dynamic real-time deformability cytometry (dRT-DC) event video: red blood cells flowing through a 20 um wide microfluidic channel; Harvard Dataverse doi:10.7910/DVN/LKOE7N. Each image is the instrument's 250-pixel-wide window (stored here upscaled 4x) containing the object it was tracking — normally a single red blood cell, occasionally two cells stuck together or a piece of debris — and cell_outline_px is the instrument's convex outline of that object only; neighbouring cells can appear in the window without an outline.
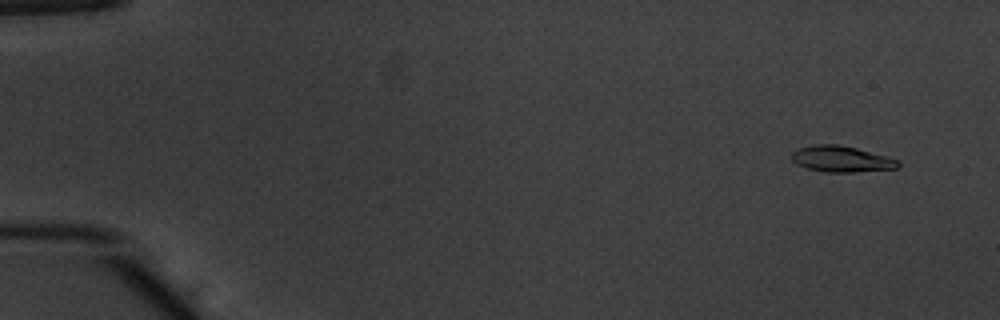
{"species": "common noctule bat (a hibernating species)", "species_latin": "Nyctalus noctula", "temperature_condition": "warm", "stored_images_in_passage": 51, "camera_frame_rate_fps": 3000, "um_per_image_px": 0.085, "animal": {"sex": "male", "body_mass_g": 20.1, "forearm_length_mm": 53.5}, "frame": {"image": 1, "passage_image": 1, "time_ms": 0.0, "image_size_px": [1000, 320], "cell_outline_px": [[900, 168], [852, 172], [824, 172], [808, 168], [796, 164], [792, 160], [792, 152], [800, 148], [812, 144], [836, 144], [856, 148], [888, 156], [900, 160]], "centroid_in_image_um": [71.55, 13.51], "position_along_channel_um": 13.4, "area_um2": 16.24}}
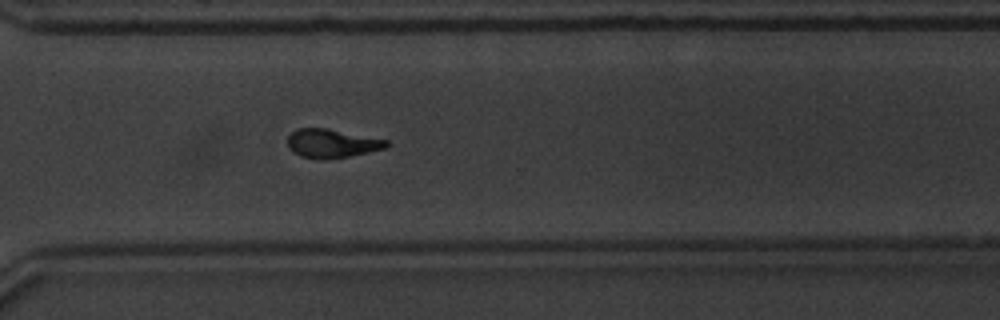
{"frame": {"image": 2, "passage_image": 37, "time_ms": 12.0, "image_size_px": [1000, 320], "cell_outline_px": [[388, 144], [384, 148], [368, 152], [348, 156], [300, 156], [292, 152], [288, 148], [288, 136], [292, 132], [300, 128], [328, 128], [388, 140]], "centroid_in_image_um": [28.2, 12.14], "position_along_channel_um": 342.4, "area_um2": 15.78}}
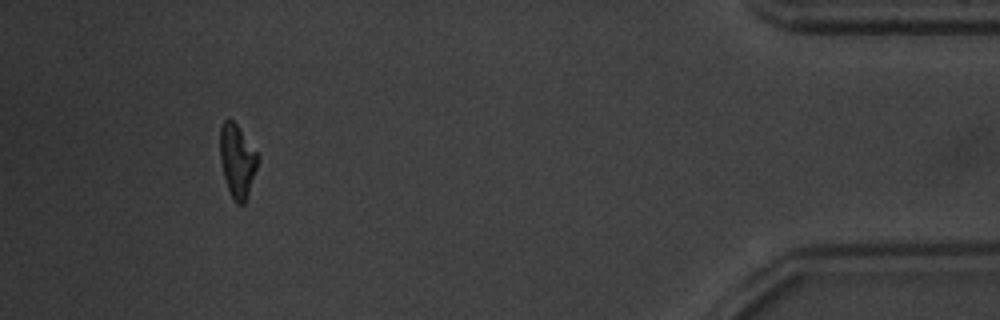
{"frame": {"image": 3, "passage_image": 47, "time_ms": 15.333, "image_size_px": [1000, 320], "cell_outline_px": [[260, 160], [244, 204], [236, 204], [228, 188], [224, 176], [220, 160], [220, 128], [224, 120], [228, 116], [236, 124], [260, 156]], "centroid_in_image_um": [20.17, 13.64], "position_along_channel_um": 415.0, "area_um2": 16.07}, "authors_computed_cell_mechanics": {"area_um2": 16.4152, "velocity_mm_per_s": 3.8834, "shape_relaxation_time_tau1_ms": 2.5834, "shape_relaxation_time_tau2_ms": 3.0879, "deformation_change_tau1": 0.1603, "deformation_change_tau2": 0.1179}}